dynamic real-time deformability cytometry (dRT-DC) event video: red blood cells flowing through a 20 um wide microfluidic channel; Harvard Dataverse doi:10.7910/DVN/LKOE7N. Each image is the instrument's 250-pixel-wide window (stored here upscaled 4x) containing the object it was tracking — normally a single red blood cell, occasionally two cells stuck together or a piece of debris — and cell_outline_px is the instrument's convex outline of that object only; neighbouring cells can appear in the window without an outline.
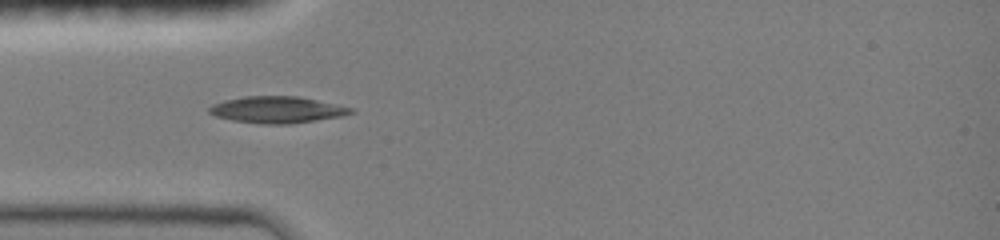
{"species": "common noctule bat (a hibernating species)", "species_latin": "Nyctalus noctula", "temperature_condition": "room temperature", "stored_images_in_passage": 34, "camera_frame_rate_fps": 3000, "um_per_image_px": 0.085, "animal": {"sex": "female", "body_mass_g": 19.0, "forearm_length_mm": 51.5}, "frame": {"image": 1, "passage_image": 1, "time_ms": 0.0, "image_size_px": [1000, 240], "cell_outline_px": [[356, 112], [344, 116], [288, 124], [260, 124], [232, 120], [216, 116], [208, 112], [208, 108], [212, 104], [224, 100], [244, 96], [296, 96], [356, 108]], "centroid_in_image_um": [23.57, 9.33], "position_along_channel_um": 61.4, "area_um2": 22.08}}
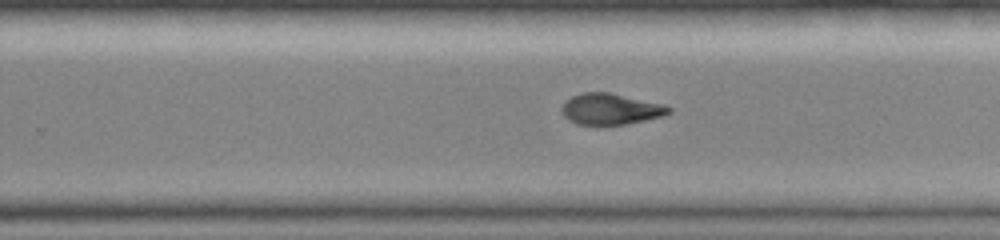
{"frame": {"image": 2, "passage_image": 17, "time_ms": 5.333, "image_size_px": [1000, 240], "cell_outline_px": [[672, 112], [664, 116], [624, 124], [576, 124], [568, 120], [564, 116], [560, 108], [572, 96], [584, 92], [608, 92], [660, 104], [672, 108]], "centroid_in_image_um": [51.88, 9.27], "position_along_channel_um": 277.9, "area_um2": 19.02}}
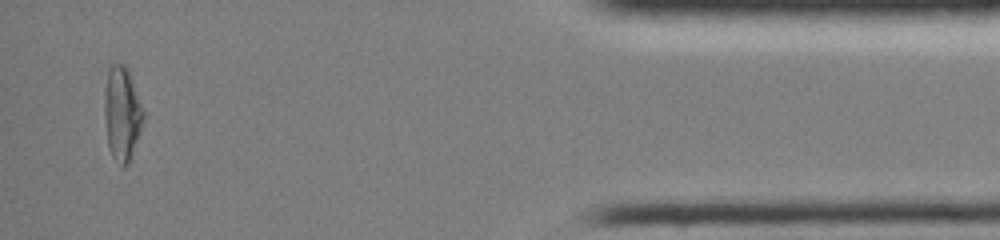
{"frame": {"image": 3, "passage_image": 32, "time_ms": 10.333, "image_size_px": [1000, 240], "cell_outline_px": [[144, 120], [128, 164], [124, 164], [112, 156], [108, 144], [104, 112], [104, 92], [108, 72], [112, 64], [124, 64], [128, 68], [144, 112]], "centroid_in_image_um": [10.37, 9.59], "position_along_channel_um": 424.8, "area_um2": 20.87}, "authors_computed_cell_mechanics": {"area_um2": 20.4034, "velocity_mm_per_s": 4.0696, "shape_relaxation_time_tau1_ms": null, "shape_relaxation_time_tau2_ms": 3.3861, "deformation_change_tau1": null, "deformation_change_tau2": 0.0799}}